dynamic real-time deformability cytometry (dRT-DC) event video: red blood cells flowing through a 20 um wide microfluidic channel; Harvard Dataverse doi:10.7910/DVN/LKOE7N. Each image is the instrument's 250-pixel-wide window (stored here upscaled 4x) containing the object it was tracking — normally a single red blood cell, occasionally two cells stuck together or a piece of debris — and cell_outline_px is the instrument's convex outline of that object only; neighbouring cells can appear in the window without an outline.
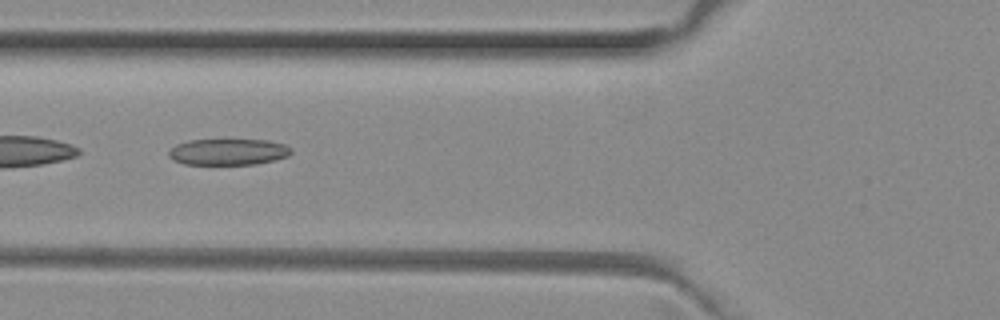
{"species": "common noctule bat (a hibernating species)", "species_latin": "Nyctalus noctula", "temperature_condition": "room temperature", "stored_images_in_passage": 37, "camera_frame_rate_fps": 3000, "um_per_image_px": 0.085, "animal": {"sex": "female", "body_mass_g": 29.2, "forearm_length_mm": 56.3}, "frame": {"image": 1, "passage_image": 6, "time_ms": 1.667, "image_size_px": [1000, 320], "cell_outline_px": [[292, 152], [288, 156], [276, 160], [256, 164], [184, 164], [172, 160], [168, 156], [168, 152], [176, 144], [188, 140], [268, 140], [284, 144], [292, 148]], "centroid_in_image_um": [19.41, 12.91], "position_along_channel_um": 106.4, "area_um2": 18.84}, "authors_computed_cell_mechanics": {"area_um2": 18.6116, "velocity_mm_per_s": 4.0168, "shape_relaxation_time_tau1_ms": null, "shape_relaxation_time_tau2_ms": 3.9814, "deformation_change_tau1": null, "deformation_change_tau2": 0.1174}}